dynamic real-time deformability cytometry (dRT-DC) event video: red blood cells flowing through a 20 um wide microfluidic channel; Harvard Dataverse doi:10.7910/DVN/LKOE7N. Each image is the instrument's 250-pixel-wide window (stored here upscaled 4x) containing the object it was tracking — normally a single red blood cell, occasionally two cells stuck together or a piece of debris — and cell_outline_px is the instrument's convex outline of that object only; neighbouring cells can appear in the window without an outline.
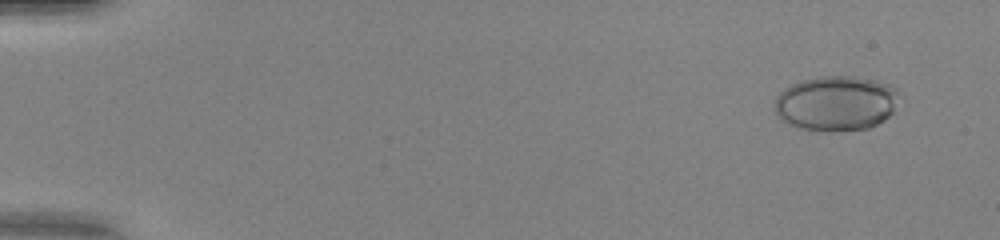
{"species": "human", "species_latin": "Homo sapiens", "temperature_condition": "warm", "stored_images_in_passage": 51, "camera_frame_rate_fps": 3000, "um_per_image_px": 0.085, "donor": {"sex": "female"}, "frame": {"image": 1, "passage_image": 4, "time_ms": 1.0, "image_size_px": [1000, 240], "cell_outline_px": [[904, 96], [892, 112], [884, 120], [868, 128], [832, 132], [828, 132], [800, 128], [788, 124], [780, 120], [776, 116], [776, 96], [784, 88], [800, 80], [820, 76], [856, 76], [876, 80], [888, 84], [896, 88]], "centroid_in_image_um": [71.1, 8.77], "position_along_channel_um": 13.9, "area_um2": 40.63}}
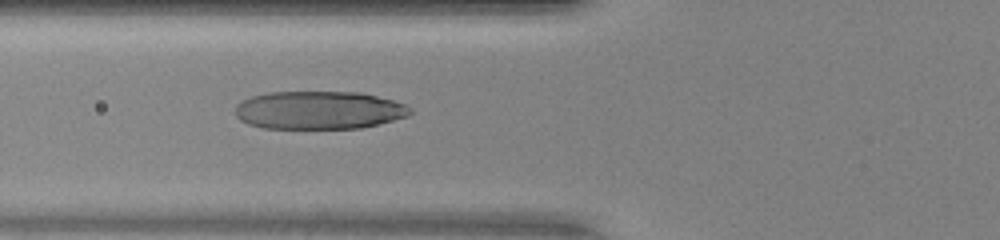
{"frame": {"image": 2, "passage_image": 21, "time_ms": 6.667, "image_size_px": [1000, 240], "cell_outline_px": [[412, 112], [408, 116], [360, 128], [264, 128], [248, 124], [240, 120], [236, 116], [236, 104], [252, 96], [268, 92], [360, 92], [392, 100], [404, 104], [412, 108]], "centroid_in_image_um": [27.1, 9.36], "position_along_channel_um": 98.7, "area_um2": 38.67}}
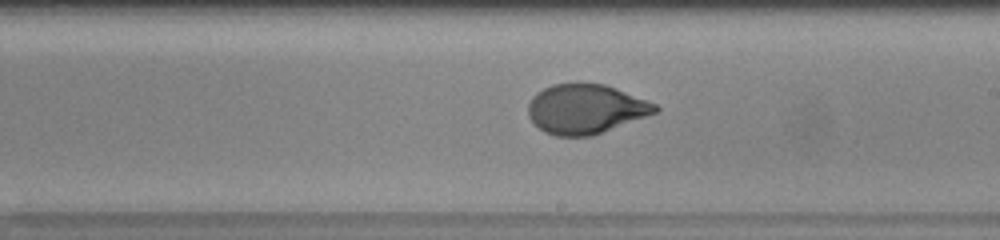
{"frame": {"image": 3, "passage_image": 31, "time_ms": 10.0, "image_size_px": [1000, 240], "cell_outline_px": [[660, 108], [656, 112], [592, 136], [556, 136], [544, 132], [528, 116], [528, 104], [532, 96], [536, 92], [552, 84], [580, 80], [604, 84], [656, 104]], "centroid_in_image_um": [49.73, 9.23], "position_along_channel_um": 239.3, "area_um2": 36.88}, "authors_computed_cell_mechanics": {"area_um2": 37.3966, "velocity_mm_per_s": 4.2091, "shape_relaxation_time_tau1_ms": 4.7851, "shape_relaxation_time_tau2_ms": null, "deformation_change_tau1": 0.3253, "deformation_change_tau2": null}}